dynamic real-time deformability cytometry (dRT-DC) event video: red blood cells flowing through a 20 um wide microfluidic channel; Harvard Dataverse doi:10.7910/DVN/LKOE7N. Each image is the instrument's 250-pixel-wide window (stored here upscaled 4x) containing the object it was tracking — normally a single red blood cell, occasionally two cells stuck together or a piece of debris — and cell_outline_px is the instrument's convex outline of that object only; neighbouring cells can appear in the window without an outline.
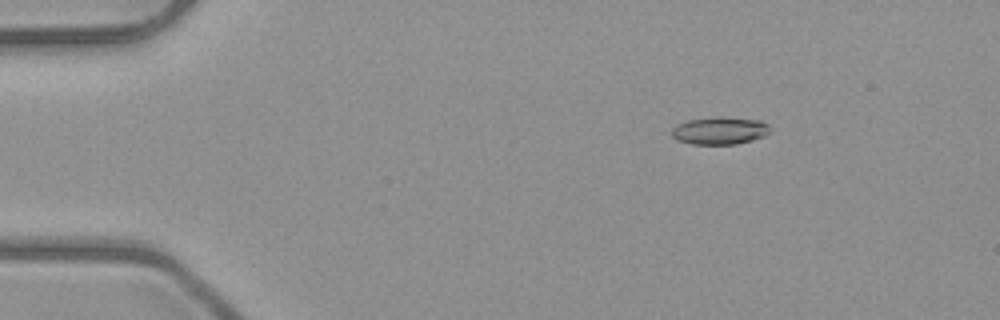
{"species": "common noctule bat (a hibernating species)", "species_latin": "Nyctalus noctula", "temperature_condition": "room temperature", "stored_images_in_passage": 6, "camera_frame_rate_fps": 3000, "um_per_image_px": 0.085, "animal": {"sex": "male", "body_mass_g": 23.1, "forearm_length_mm": 52.7}, "frame": {"image": 1, "passage_image": 2, "time_ms": 2.0, "image_size_px": [1000, 320], "cell_outline_px": [[768, 132], [764, 136], [752, 140], [736, 144], [692, 144], [676, 140], [672, 136], [672, 128], [676, 124], [688, 120], [716, 116], [720, 116], [760, 120], [768, 124]], "centroid_in_image_um": [61.14, 11.1], "position_along_channel_um": 23.9, "area_um2": 15.84}}
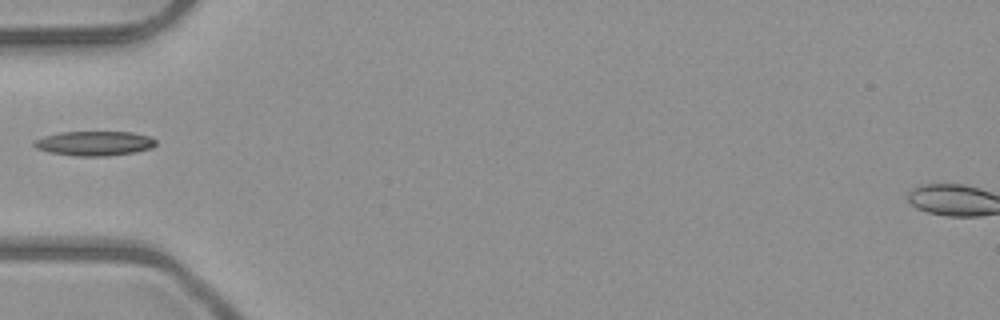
{"frame": {"image": 2, "passage_image": 5, "time_ms": 5.333, "image_size_px": [1000, 320], "cell_outline_px": [[156, 144], [152, 148], [136, 152], [108, 156], [76, 156], [48, 152], [36, 148], [32, 144], [32, 140], [44, 136], [60, 132], [132, 132], [148, 136], [156, 140]], "centroid_in_image_um": [8.0, 12.19], "position_along_channel_um": 77.0, "area_um2": 17.57}}
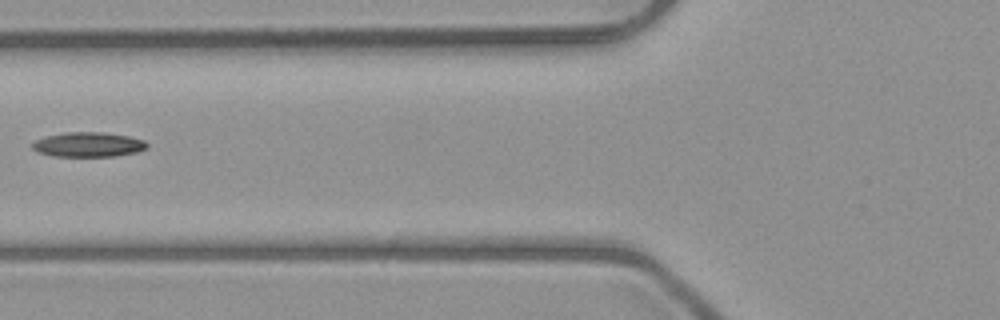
{"frame": {"image": 3, "passage_image": 6, "time_ms": 6.333, "image_size_px": [1000, 320], "cell_outline_px": [[148, 148], [136, 152], [116, 156], [52, 156], [36, 152], [32, 148], [32, 144], [36, 140], [44, 136], [64, 132], [104, 132], [128, 136], [144, 140], [148, 144]], "centroid_in_image_um": [7.49, 12.28], "position_along_channel_um": 118.3, "area_um2": 16.65}}